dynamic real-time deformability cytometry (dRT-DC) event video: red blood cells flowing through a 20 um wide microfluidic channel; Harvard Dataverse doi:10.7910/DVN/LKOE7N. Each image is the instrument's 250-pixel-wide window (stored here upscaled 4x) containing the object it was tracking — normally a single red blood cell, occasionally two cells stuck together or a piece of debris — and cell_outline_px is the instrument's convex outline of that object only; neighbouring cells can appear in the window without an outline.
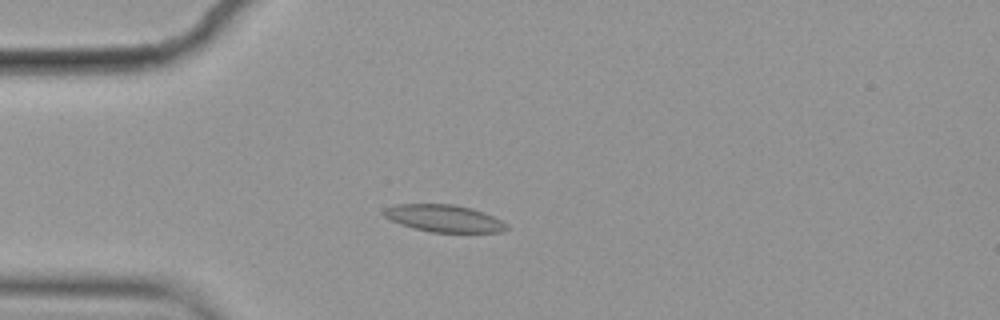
{"species": "common noctule bat (a hibernating species)", "species_latin": "Nyctalus noctula", "temperature_condition": "cold", "stored_images_in_passage": 56, "camera_frame_rate_fps": 3000, "um_per_image_px": 0.085, "animal": {"sex": "female", "body_mass_g": 19.9}, "frame": {"image": 1, "passage_image": 14, "time_ms": 4.333, "image_size_px": [1000, 320], "cell_outline_px": [[508, 228], [500, 232], [432, 232], [412, 228], [400, 224], [384, 216], [380, 212], [384, 208], [396, 204], [452, 204], [472, 208], [484, 212], [508, 224]], "centroid_in_image_um": [37.7, 18.55], "position_along_channel_um": 47.3, "area_um2": 19.48}}
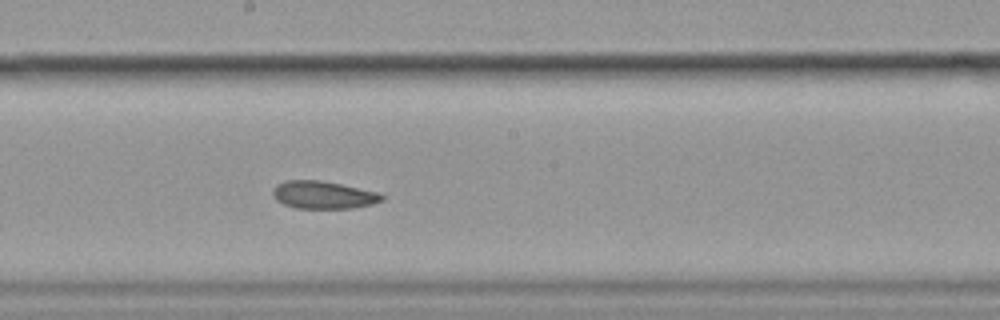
{"frame": {"image": 2, "passage_image": 30, "time_ms": 9.667, "image_size_px": [1000, 320], "cell_outline_px": [[384, 200], [372, 204], [352, 208], [296, 208], [284, 204], [276, 200], [272, 192], [276, 184], [288, 180], [320, 180], [380, 192], [384, 196]], "centroid_in_image_um": [27.5, 16.56], "position_along_channel_um": 220.7, "area_um2": 17.57}}
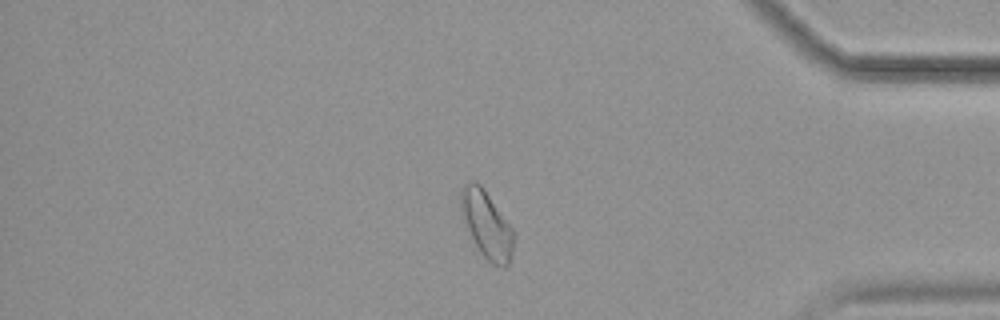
{"frame": {"image": 3, "passage_image": 47, "time_ms": 15.333, "image_size_px": [1000, 320], "cell_outline_px": [[516, 236], [508, 268], [504, 268], [492, 264], [480, 252], [468, 228], [460, 208], [460, 192], [472, 180], [480, 184], [484, 188], [516, 232]], "centroid_in_image_um": [41.43, 19.12], "position_along_channel_um": 393.8, "area_um2": 20.58}, "authors_computed_cell_mechanics": {"area_um2": 19.5942, "velocity_mm_per_s": 3.5313, "shape_relaxation_time_tau1_ms": null, "shape_relaxation_time_tau2_ms": 4.5571, "deformation_change_tau1": null, "deformation_change_tau2": 0.0994}}